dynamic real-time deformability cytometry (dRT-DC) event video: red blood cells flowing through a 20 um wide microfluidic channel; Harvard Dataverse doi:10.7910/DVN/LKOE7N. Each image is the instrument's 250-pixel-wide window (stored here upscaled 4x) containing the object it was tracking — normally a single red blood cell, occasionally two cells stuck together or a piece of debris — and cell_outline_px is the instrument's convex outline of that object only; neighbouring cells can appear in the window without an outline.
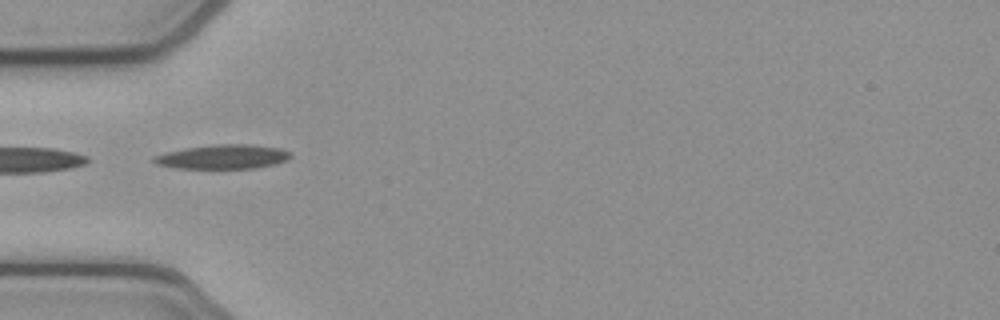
{"species": "common noctule bat (a hibernating species)", "species_latin": "Nyctalus noctula", "temperature_condition": "cold", "stored_images_in_passage": 40, "camera_frame_rate_fps": 3000, "um_per_image_px": 0.085, "animal": {"sex": "female", "body_mass_g": 21.9}, "frame": {"image": 1, "passage_image": 4, "time_ms": 1.0, "image_size_px": [1000, 320], "cell_outline_px": [[292, 156], [288, 160], [276, 164], [256, 168], [176, 168], [156, 164], [152, 160], [152, 156], [184, 148], [216, 144], [252, 144], [280, 148], [292, 152]], "centroid_in_image_um": [18.99, 13.32], "position_along_channel_um": 66.0, "area_um2": 19.48}}
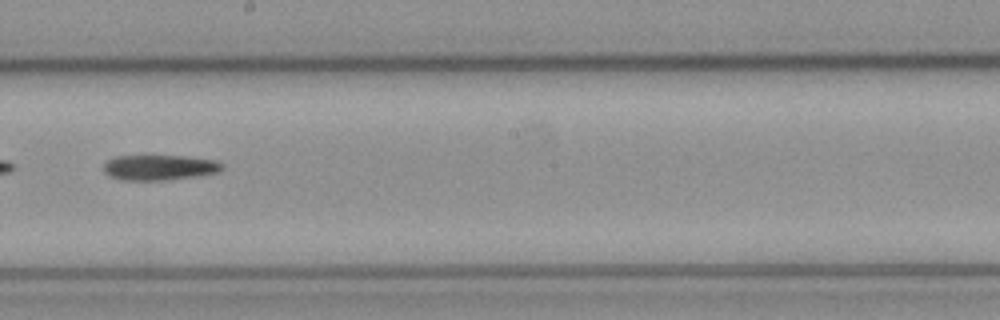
{"frame": {"image": 2, "passage_image": 17, "time_ms": 5.333, "image_size_px": [1000, 320], "cell_outline_px": [[224, 168], [220, 172], [196, 176], [164, 180], [120, 180], [108, 176], [104, 172], [104, 164], [108, 160], [116, 156], [188, 156], [216, 160], [224, 164]], "centroid_in_image_um": [13.58, 14.23], "position_along_channel_um": 234.6, "area_um2": 17.63}}
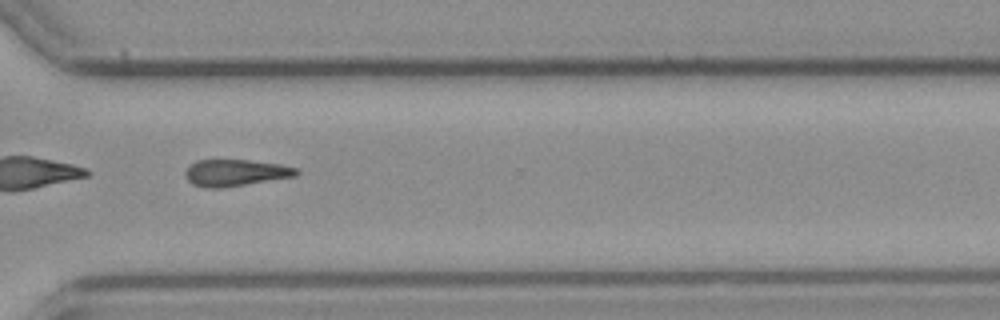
{"frame": {"image": 3, "passage_image": 26, "time_ms": 8.333, "image_size_px": [1000, 320], "cell_outline_px": [[300, 172], [296, 176], [220, 188], [208, 188], [192, 184], [184, 176], [184, 172], [196, 160], [248, 160], [280, 164], [296, 168]], "centroid_in_image_um": [20.0, 14.68], "position_along_channel_um": 350.6, "area_um2": 17.11}}